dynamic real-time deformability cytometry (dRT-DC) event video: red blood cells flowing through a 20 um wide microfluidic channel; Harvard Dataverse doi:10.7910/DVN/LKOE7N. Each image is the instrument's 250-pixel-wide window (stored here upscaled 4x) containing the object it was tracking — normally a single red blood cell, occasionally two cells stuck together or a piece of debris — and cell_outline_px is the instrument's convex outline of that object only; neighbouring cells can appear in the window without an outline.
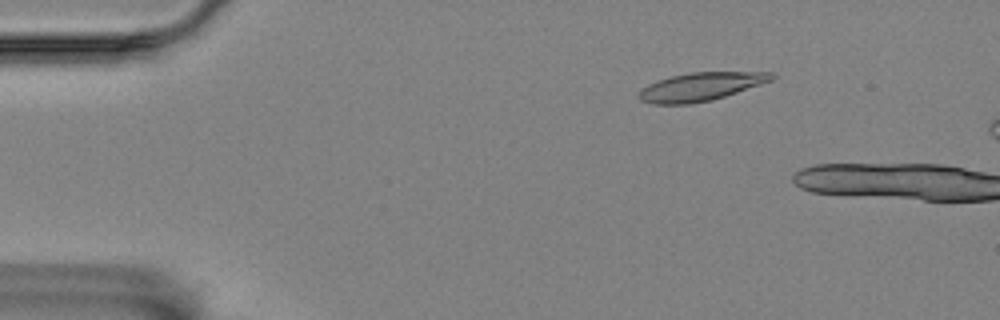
{"species": "Egyptian fruit bat (a non-hibernating species)", "species_latin": "Rousettus aegyptiacus", "temperature_condition": "room temperature", "stored_images_in_passage": 2, "camera_frame_rate_fps": 3000, "um_per_image_px": 0.085, "animal": {"sex": "female"}, "frame": {"image": 1, "passage_image": 1, "time_ms": 0.0, "image_size_px": [1000, 320], "cell_outline_px": [[776, 76], [772, 80], [712, 100], [688, 104], [652, 104], [640, 100], [636, 96], [648, 84], [672, 76], [688, 72], [772, 72]], "centroid_in_image_um": [59.54, 7.37], "position_along_channel_um": 25.5, "area_um2": 21.62}}